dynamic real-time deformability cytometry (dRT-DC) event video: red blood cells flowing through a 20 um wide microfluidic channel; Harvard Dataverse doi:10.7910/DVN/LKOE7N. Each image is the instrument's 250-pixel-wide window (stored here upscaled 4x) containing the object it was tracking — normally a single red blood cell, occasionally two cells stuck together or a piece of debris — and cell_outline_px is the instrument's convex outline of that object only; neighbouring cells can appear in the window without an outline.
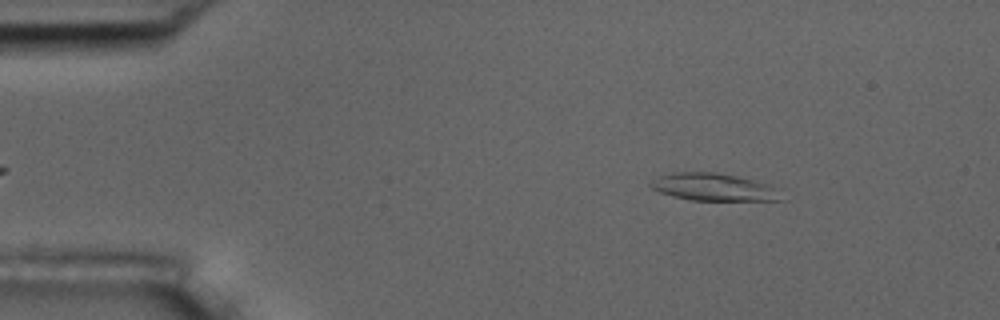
{"species": "common noctule bat (a hibernating species)", "species_latin": "Nyctalus noctula", "temperature_condition": "room temperature", "stored_images_in_passage": 51, "camera_frame_rate_fps": 3000, "um_per_image_px": 0.085, "animal": {"sex": "male", "body_mass_g": 17.5, "forearm_length_mm": 52.3}, "frame": {"image": 1, "passage_image": 4, "time_ms": 1.0, "image_size_px": [1000, 320], "cell_outline_px": [[788, 200], [692, 200], [672, 196], [660, 192], [652, 188], [648, 184], [660, 176], [672, 172], [712, 172], [736, 176], [752, 180], [764, 184], [772, 188]], "centroid_in_image_um": [60.61, 15.91], "position_along_channel_um": 24.4, "area_um2": 20.4}}
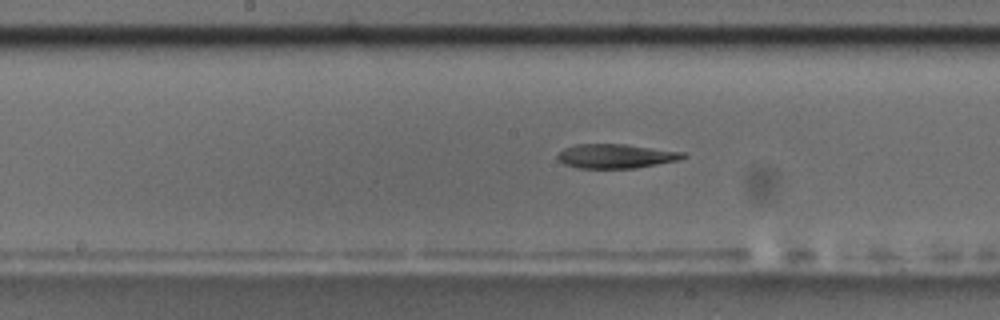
{"frame": {"image": 2, "passage_image": 24, "time_ms": 7.667, "image_size_px": [1000, 320], "cell_outline_px": [[688, 156], [680, 160], [636, 168], [576, 168], [564, 164], [556, 156], [564, 148], [576, 144], [624, 144], [684, 152]], "centroid_in_image_um": [52.36, 13.27], "position_along_channel_um": 195.8, "area_um2": 17.74}}
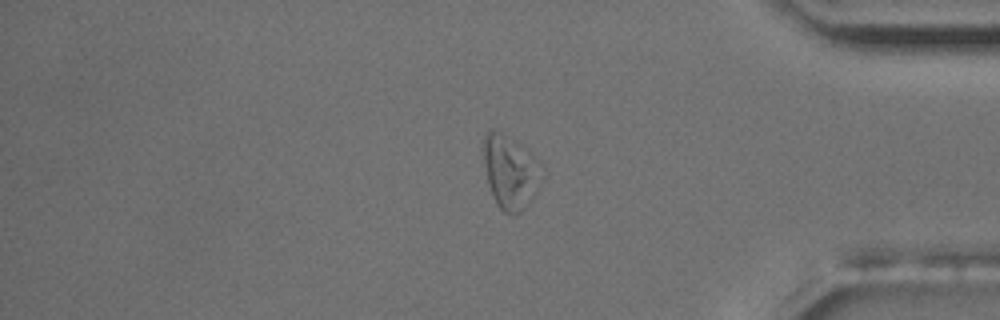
{"frame": {"image": 3, "passage_image": 42, "time_ms": 13.667, "image_size_px": [1000, 320], "cell_outline_px": [[540, 180], [536, 192], [528, 204], [516, 216], [512, 216], [504, 212], [500, 208], [492, 196], [488, 184], [480, 148], [480, 144], [484, 132], [488, 128], [492, 128], [500, 132], [528, 148], [540, 160]], "centroid_in_image_um": [43.31, 14.55], "position_along_channel_um": 391.9, "area_um2": 25.84}}